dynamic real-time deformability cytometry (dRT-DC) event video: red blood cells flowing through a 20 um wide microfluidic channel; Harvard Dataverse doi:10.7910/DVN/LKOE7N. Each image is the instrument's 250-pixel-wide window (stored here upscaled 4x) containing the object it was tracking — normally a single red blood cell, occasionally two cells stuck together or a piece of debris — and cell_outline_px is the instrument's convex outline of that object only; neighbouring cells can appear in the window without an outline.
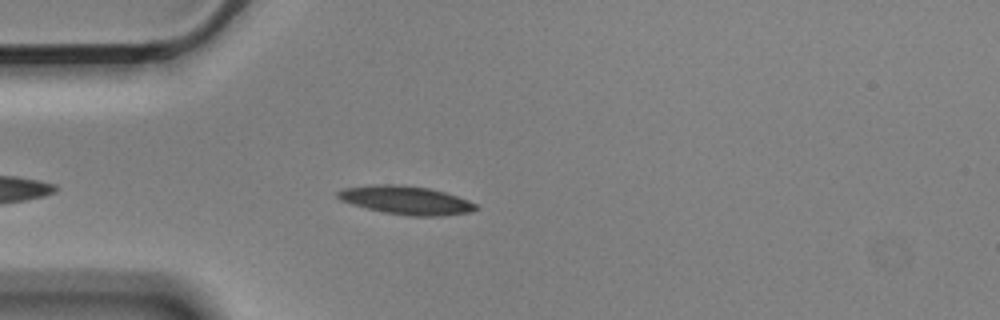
{"species": "Egyptian fruit bat (a non-hibernating species)", "species_latin": "Rousettus aegyptiacus", "temperature_condition": "cold", "stored_images_in_passage": 4, "camera_frame_rate_fps": 3000, "um_per_image_px": 0.085, "animal": {"sex": "male"}, "frame": {"image": 1, "passage_image": 4, "time_ms": 1.0, "image_size_px": [1000, 320], "cell_outline_px": [[480, 208], [472, 212], [440, 216], [412, 216], [384, 212], [352, 204], [340, 200], [336, 196], [336, 192], [344, 188], [372, 184], [396, 184], [428, 188], [444, 192], [468, 200], [476, 204]], "centroid_in_image_um": [34.52, 17.01], "position_along_channel_um": 50.5, "area_um2": 22.83}}